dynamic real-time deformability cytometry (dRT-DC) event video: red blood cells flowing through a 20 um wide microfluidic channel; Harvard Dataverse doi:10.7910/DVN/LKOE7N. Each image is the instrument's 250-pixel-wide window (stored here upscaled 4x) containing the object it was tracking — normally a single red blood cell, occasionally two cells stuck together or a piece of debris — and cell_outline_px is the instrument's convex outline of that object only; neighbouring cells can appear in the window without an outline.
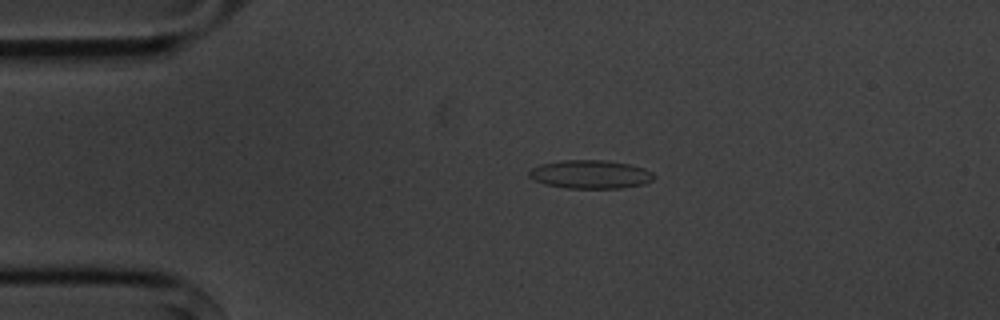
{"species": "common noctule bat (a hibernating species)", "species_latin": "Nyctalus noctula", "temperature_condition": "cold", "stored_images_in_passage": 3, "camera_frame_rate_fps": 3000, "um_per_image_px": 0.085, "animal": {"sex": "male", "body_mass_g": 20.1, "forearm_length_mm": 53.5}, "frame": {"image": 1, "passage_image": 2, "time_ms": 1.333, "image_size_px": [1000, 320], "cell_outline_px": [[656, 176], [652, 180], [644, 184], [620, 188], [568, 188], [544, 184], [528, 176], [528, 172], [532, 168], [540, 164], [564, 160], [604, 160], [628, 164], [644, 168], [652, 172]], "centroid_in_image_um": [50.19, 14.82], "position_along_channel_um": 34.8, "area_um2": 20.63}}